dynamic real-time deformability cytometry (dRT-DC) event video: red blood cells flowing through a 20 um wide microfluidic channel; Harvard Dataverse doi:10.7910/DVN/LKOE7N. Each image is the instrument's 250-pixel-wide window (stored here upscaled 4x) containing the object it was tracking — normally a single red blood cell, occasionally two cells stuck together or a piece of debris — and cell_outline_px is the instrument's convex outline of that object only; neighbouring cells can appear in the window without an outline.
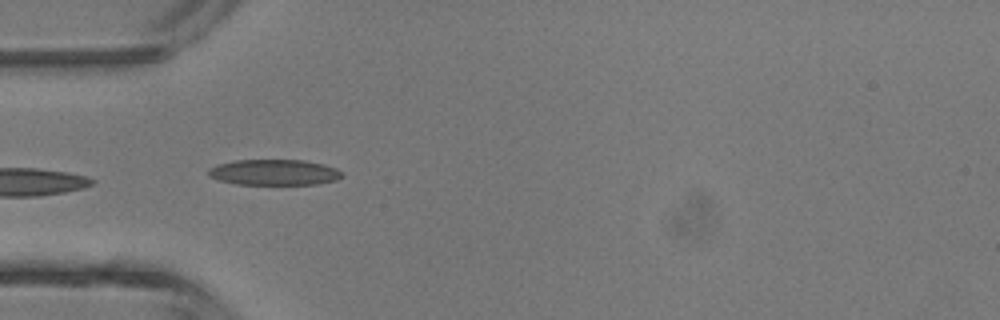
{"species": "common noctule bat (a hibernating species)", "species_latin": "Nyctalus noctula", "temperature_condition": "room temperature", "stored_images_in_passage": 2, "camera_frame_rate_fps": 3000, "um_per_image_px": 0.085, "animal": {"sex": "male", "body_mass_g": 13.3}, "frame": {"image": 1, "passage_image": 2, "time_ms": 1.333, "image_size_px": [1000, 320], "cell_outline_px": [[344, 176], [336, 180], [316, 184], [236, 184], [220, 180], [208, 176], [208, 168], [216, 164], [236, 160], [304, 160], [324, 164], [336, 168], [344, 172]], "centroid_in_image_um": [23.32, 14.64], "position_along_channel_um": 61.7, "area_um2": 20.17}}